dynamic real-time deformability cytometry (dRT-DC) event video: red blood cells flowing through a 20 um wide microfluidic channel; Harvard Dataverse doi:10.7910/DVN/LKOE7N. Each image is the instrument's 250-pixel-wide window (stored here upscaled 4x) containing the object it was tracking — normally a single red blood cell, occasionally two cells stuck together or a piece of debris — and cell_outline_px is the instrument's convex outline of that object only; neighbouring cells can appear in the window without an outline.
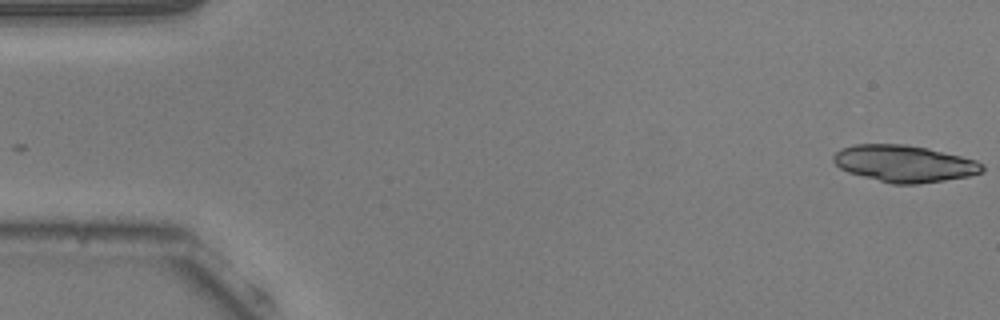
{"species": "common noctule bat (a hibernating species)", "species_latin": "Nyctalus noctula", "temperature_condition": "warm", "stored_images_in_passage": 25, "camera_frame_rate_fps": 3000, "um_per_image_px": 0.085, "animal": {"sex": "male", "body_mass_g": 20.5, "forearm_length_mm": 52.5}, "frame": {"image": 1, "passage_image": 1, "time_ms": 0.0, "image_size_px": [1000, 320], "cell_outline_px": [[984, 172], [968, 176], [944, 180], [916, 184], [892, 184], [848, 172], [840, 168], [832, 160], [832, 156], [840, 148], [856, 144], [904, 144], [928, 148], [976, 160], [984, 164]], "centroid_in_image_um": [76.86, 13.9], "position_along_channel_um": 8.1, "area_um2": 31.91}}